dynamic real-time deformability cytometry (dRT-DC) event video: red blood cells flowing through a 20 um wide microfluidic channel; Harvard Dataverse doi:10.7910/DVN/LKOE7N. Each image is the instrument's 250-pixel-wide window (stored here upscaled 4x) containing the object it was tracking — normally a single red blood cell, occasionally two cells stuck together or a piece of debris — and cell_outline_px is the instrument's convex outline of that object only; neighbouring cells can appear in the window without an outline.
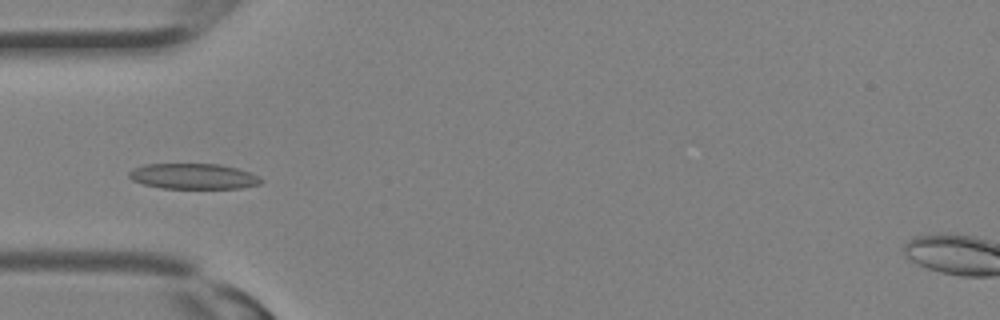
{"species": "Egyptian fruit bat (a non-hibernating species)", "species_latin": "Rousettus aegyptiacus", "temperature_condition": "room temperature", "stored_images_in_passage": 32, "camera_frame_rate_fps": 3000, "um_per_image_px": 0.085, "animal": {"sex": "female"}, "frame": {"image": 1, "passage_image": 11, "time_ms": 3.333, "image_size_px": [1000, 320], "cell_outline_px": [[264, 180], [260, 184], [240, 188], [160, 188], [144, 184], [132, 180], [128, 176], [128, 172], [132, 168], [144, 164], [220, 164], [236, 168], [248, 172]], "centroid_in_image_um": [16.39, 14.98], "position_along_channel_um": 68.6, "area_um2": 19.59}}
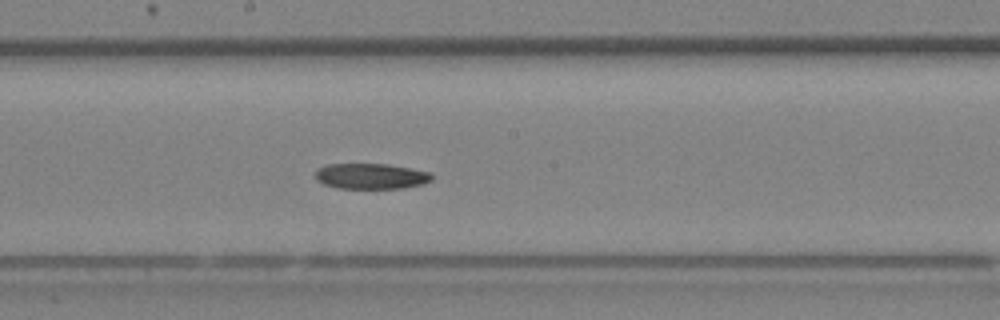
{"frame": {"image": 2, "passage_image": 18, "time_ms": 5.667, "image_size_px": [1000, 320], "cell_outline_px": [[432, 180], [424, 184], [404, 188], [340, 188], [324, 184], [316, 180], [316, 168], [328, 164], [388, 164], [432, 172]], "centroid_in_image_um": [31.56, 14.97], "position_along_channel_um": 216.6, "area_um2": 17.46}}
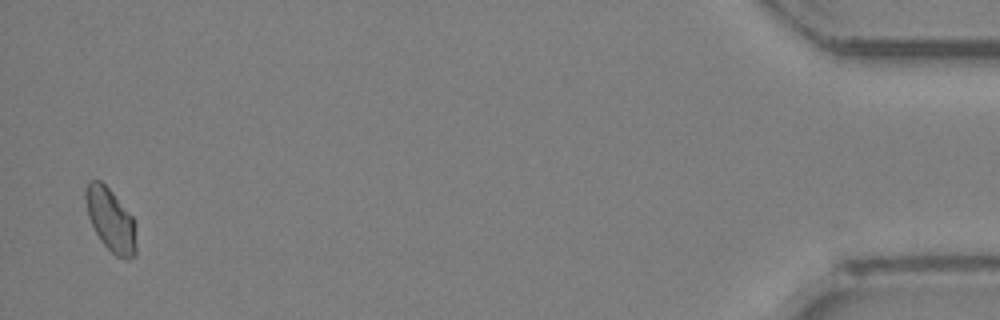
{"frame": {"image": 3, "passage_image": 32, "time_ms": 10.333, "image_size_px": [1000, 320], "cell_outline_px": [[136, 256], [128, 260], [124, 260], [116, 256], [100, 240], [88, 216], [84, 196], [84, 192], [88, 180], [100, 180], [112, 192], [132, 216], [136, 224]], "centroid_in_image_um": [9.42, 18.71], "position_along_channel_um": 425.8, "area_um2": 18.79}}